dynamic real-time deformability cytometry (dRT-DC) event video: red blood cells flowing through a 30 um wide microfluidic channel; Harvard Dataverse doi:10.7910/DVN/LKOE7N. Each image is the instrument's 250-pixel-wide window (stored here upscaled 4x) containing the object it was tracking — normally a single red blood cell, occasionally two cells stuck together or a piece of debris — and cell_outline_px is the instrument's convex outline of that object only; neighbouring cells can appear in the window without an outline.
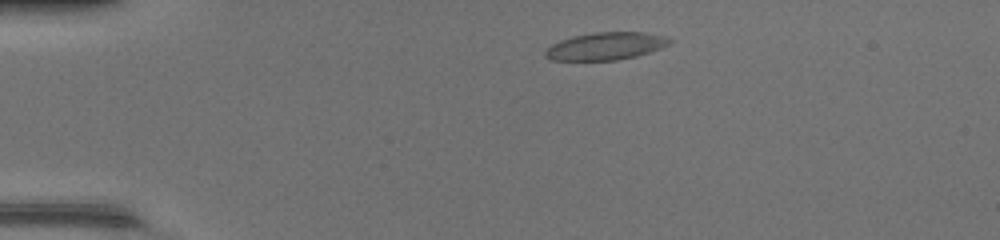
{"species": "common noctule bat (a hibernating species)", "species_latin": "Nyctalus noctula", "temperature_condition": "warm", "stored_images_in_passage": 42, "camera_frame_rate_fps": 3000, "um_per_image_px": 0.085, "animal": {"sex": "female", "body_mass_g": 17.0, "forearm_length_mm": 48.0}, "frame": {"image": 1, "passage_image": 4, "time_ms": 1.0, "image_size_px": [1000, 240], "cell_outline_px": [[676, 40], [660, 48], [636, 56], [616, 60], [548, 60], [544, 56], [544, 52], [552, 44], [560, 40], [572, 36], [596, 32], [644, 32], [668, 36]], "centroid_in_image_um": [51.5, 3.91], "position_along_channel_um": 33.5, "area_um2": 20.06}}
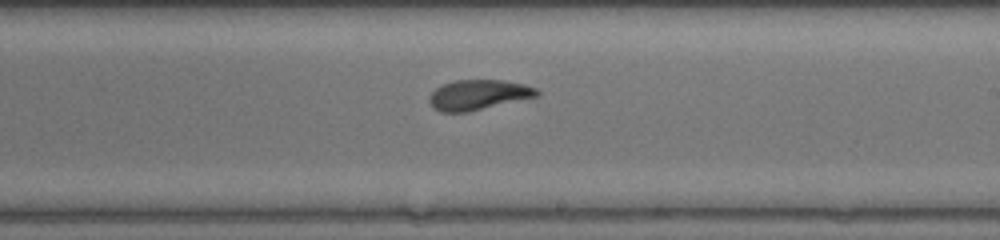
{"frame": {"image": 2, "passage_image": 23, "time_ms": 7.333, "image_size_px": [1000, 240], "cell_outline_px": [[540, 96], [468, 112], [440, 112], [432, 108], [428, 100], [428, 96], [440, 84], [456, 80], [504, 80], [524, 84], [536, 88], [540, 92]], "centroid_in_image_um": [40.65, 8.06], "position_along_channel_um": 248.4, "area_um2": 19.19}}
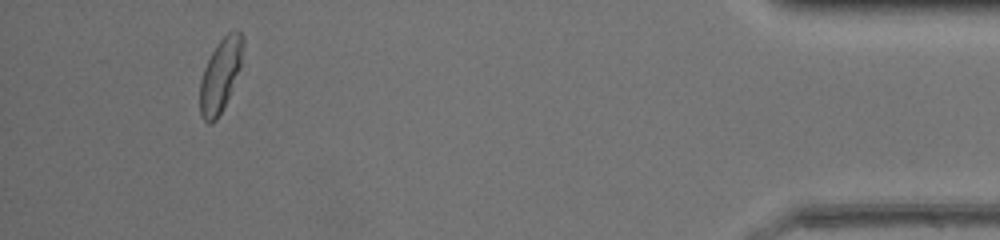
{"frame": {"image": 3, "passage_image": 39, "time_ms": 12.667, "image_size_px": [1000, 240], "cell_outline_px": [[244, 44], [240, 64], [228, 96], [216, 120], [212, 124], [208, 124], [204, 120], [200, 112], [200, 80], [204, 68], [212, 52], [220, 40], [228, 32], [236, 28], [244, 36]], "centroid_in_image_um": [18.72, 6.35], "position_along_channel_um": 416.5, "area_um2": 17.92}, "authors_computed_cell_mechanics": {"area_um2": 19.1896, "velocity_mm_per_s": 4.3514, "shape_relaxation_time_tau1_ms": 6.4313, "shape_relaxation_time_tau2_ms": 1.3473, "deformation_change_tau1": 0.214, "deformation_change_tau2": 0.0675}}